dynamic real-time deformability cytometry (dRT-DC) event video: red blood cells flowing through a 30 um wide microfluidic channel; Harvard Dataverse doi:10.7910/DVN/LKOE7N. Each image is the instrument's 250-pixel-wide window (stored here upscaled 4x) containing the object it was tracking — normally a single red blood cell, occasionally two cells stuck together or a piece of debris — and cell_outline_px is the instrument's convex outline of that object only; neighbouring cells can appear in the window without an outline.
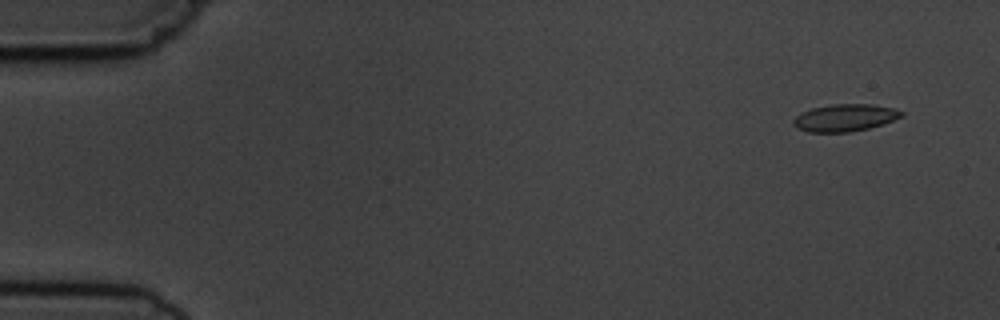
{"species": "common noctule bat (a hibernating species)", "species_latin": "Nyctalus noctula", "temperature_condition": "cold", "stored_images_in_passage": 4, "camera_frame_rate_fps": 3000, "um_per_image_px": 0.085, "animal": {"sex": "male", "body_mass_g": 19.5, "forearm_length_mm": 54.6}, "frame": {"image": 1, "passage_image": 1, "time_ms": 0.0, "image_size_px": [1000, 320], "cell_outline_px": [[904, 116], [884, 124], [868, 128], [848, 132], [808, 132], [796, 128], [792, 124], [792, 120], [800, 112], [812, 108], [832, 104], [872, 104], [892, 108], [904, 112]], "centroid_in_image_um": [71.79, 10.01], "position_along_channel_um": 13.2, "area_um2": 17.28}}
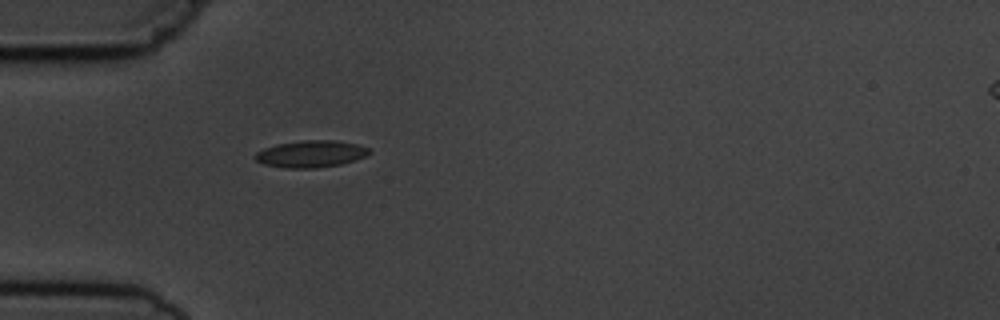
{"frame": {"image": 2, "passage_image": 4, "time_ms": 4.333, "image_size_px": [1000, 320], "cell_outline_px": [[372, 152], [356, 160], [340, 164], [316, 168], [284, 168], [264, 164], [256, 160], [252, 156], [256, 152], [264, 148], [276, 144], [300, 140], [336, 140], [356, 144], [372, 148]], "centroid_in_image_um": [26.42, 13.07], "position_along_channel_um": 58.6, "area_um2": 18.09}}